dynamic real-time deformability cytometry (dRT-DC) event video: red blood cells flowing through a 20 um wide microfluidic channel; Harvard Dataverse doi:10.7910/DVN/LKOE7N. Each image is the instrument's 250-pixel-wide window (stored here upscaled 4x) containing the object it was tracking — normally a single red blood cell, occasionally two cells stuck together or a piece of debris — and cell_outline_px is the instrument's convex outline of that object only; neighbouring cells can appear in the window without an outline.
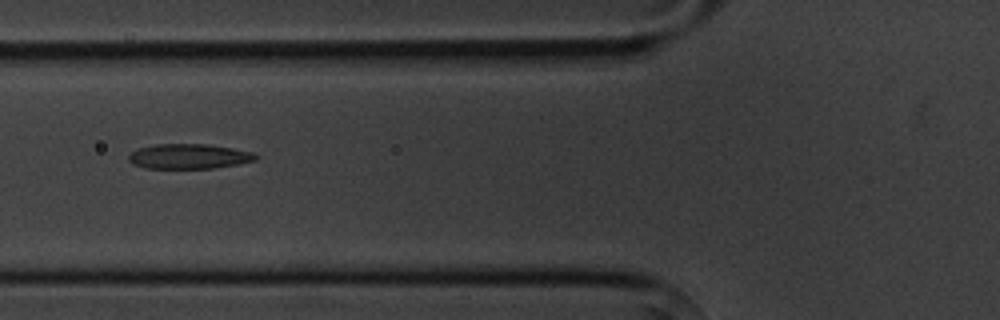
{"species": "common noctule bat (a hibernating species)", "species_latin": "Nyctalus noctula", "temperature_condition": "cold", "stored_images_in_passage": 14, "camera_frame_rate_fps": 3000, "um_per_image_px": 0.085, "animal": {"sex": "male", "body_mass_g": 20.1, "forearm_length_mm": 53.5}, "frame": {"image": 1, "passage_image": 5, "time_ms": 5.667, "image_size_px": [1000, 320], "cell_outline_px": [[256, 160], [240, 164], [212, 168], [144, 168], [132, 164], [128, 160], [128, 156], [136, 148], [156, 144], [208, 144], [232, 148], [252, 152], [256, 156]], "centroid_in_image_um": [16.02, 13.29], "position_along_channel_um": 109.8, "area_um2": 18.5}}
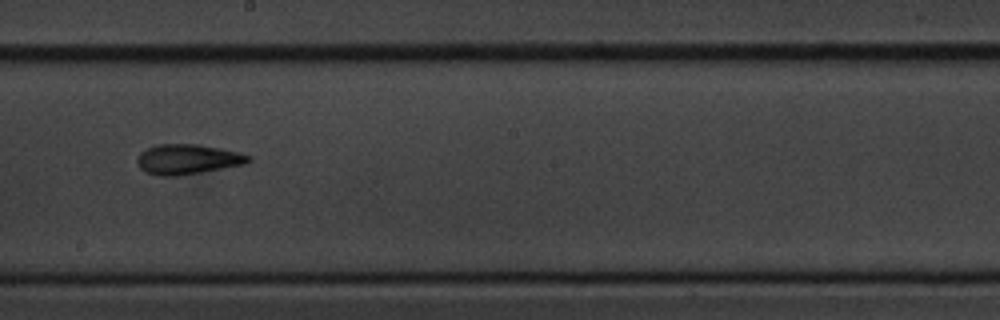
{"frame": {"image": 2, "passage_image": 8, "time_ms": 9.0, "image_size_px": [1000, 320], "cell_outline_px": [[252, 160], [248, 164], [176, 176], [160, 176], [148, 172], [140, 168], [136, 160], [140, 152], [156, 144], [200, 144], [240, 152], [252, 156]], "centroid_in_image_um": [16.0, 13.53], "position_along_channel_um": 232.2, "area_um2": 19.59}}
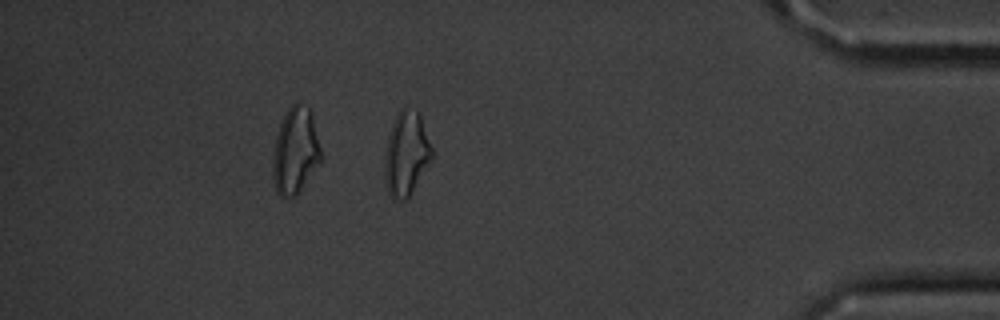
{"frame": {"image": 3, "passage_image": 13, "time_ms": 14.667, "image_size_px": [1000, 320], "cell_outline_px": [[432, 160], [408, 200], [392, 200], [388, 192], [384, 180], [384, 156], [388, 136], [392, 124], [400, 108], [408, 104], [420, 112], [432, 148]], "centroid_in_image_um": [34.54, 13.06], "position_along_channel_um": 400.7, "area_um2": 23.93}, "authors_computed_cell_mechanics": {"area_um2": 19.1896, "velocity_mm_per_s": 3.6516, "shape_relaxation_time_tau1_ms": 4.0709, "shape_relaxation_time_tau2_ms": null, "deformation_change_tau1": 0.1307, "deformation_change_tau2": null}}